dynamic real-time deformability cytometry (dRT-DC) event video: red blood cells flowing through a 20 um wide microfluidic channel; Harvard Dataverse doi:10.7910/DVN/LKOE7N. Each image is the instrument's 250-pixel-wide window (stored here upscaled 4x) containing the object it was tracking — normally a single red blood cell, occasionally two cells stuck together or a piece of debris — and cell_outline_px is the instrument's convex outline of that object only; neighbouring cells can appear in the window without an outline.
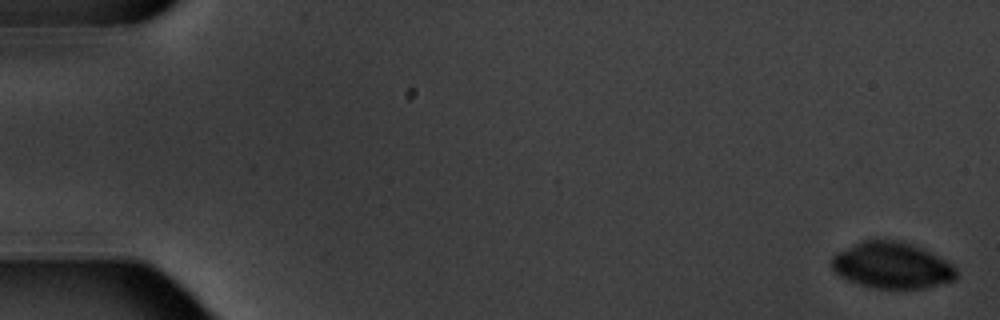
{"species": "common noctule bat (a hibernating species)", "species_latin": "Nyctalus noctula", "temperature_condition": "warm", "stored_images_in_passage": 6, "camera_frame_rate_fps": 3000, "um_per_image_px": 0.085, "animal": {"sex": "male", "body_mass_g": 20.1, "forearm_length_mm": 53.5}, "frame": {"image": 1, "passage_image": 1, "time_ms": 0.0, "image_size_px": [1000, 320], "cell_outline_px": [[956, 280], [924, 288], [872, 288], [848, 280], [840, 276], [832, 268], [832, 256], [836, 252], [864, 240], [900, 240], [924, 248], [952, 264], [956, 268]], "centroid_in_image_um": [75.83, 22.55], "position_along_channel_um": 9.2, "area_um2": 33.58}}